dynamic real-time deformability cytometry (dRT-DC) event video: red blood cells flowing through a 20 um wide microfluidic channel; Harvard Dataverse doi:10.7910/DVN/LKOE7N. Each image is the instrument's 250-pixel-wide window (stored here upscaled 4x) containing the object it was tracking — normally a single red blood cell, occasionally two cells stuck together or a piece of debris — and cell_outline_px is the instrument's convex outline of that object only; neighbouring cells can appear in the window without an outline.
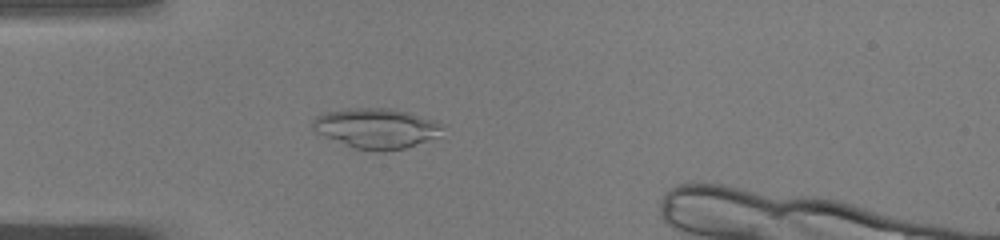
{"species": "common noctule bat (a hibernating species)", "species_latin": "Nyctalus noctula", "temperature_condition": "warm", "stored_images_in_passage": 38, "camera_frame_rate_fps": 3000, "um_per_image_px": 0.085, "animal": {"sex": "male", "body_mass_g": 19.0, "forearm_length_mm": 50.8}, "frame": {"image": 1, "passage_image": 6, "time_ms": 1.667, "image_size_px": [1000, 240], "cell_outline_px": [[440, 128], [432, 136], [424, 140], [404, 148], [352, 148], [324, 136], [316, 132], [312, 128], [312, 120], [316, 116], [324, 112], [352, 108], [392, 108], [408, 112], [436, 120], [440, 124]], "centroid_in_image_um": [31.86, 10.84], "position_along_channel_um": 53.1, "area_um2": 29.07}}
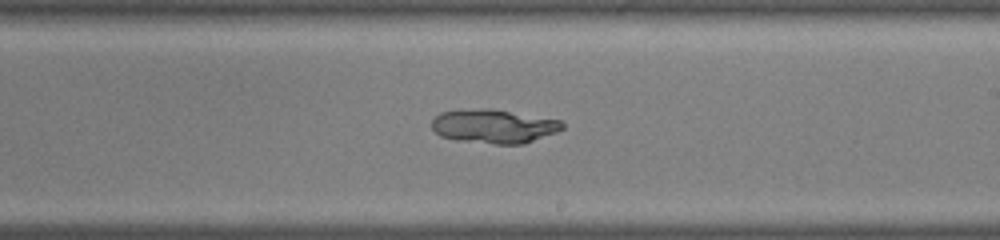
{"frame": {"image": 2, "passage_image": 21, "time_ms": 6.667, "image_size_px": [1000, 240], "cell_outline_px": [[564, 128], [556, 132], [524, 144], [492, 144], [456, 140], [440, 136], [432, 128], [432, 120], [440, 112], [484, 108], [492, 108], [560, 120], [564, 124]], "centroid_in_image_um": [41.98, 10.73], "position_along_channel_um": 247.0, "area_um2": 25.78}}
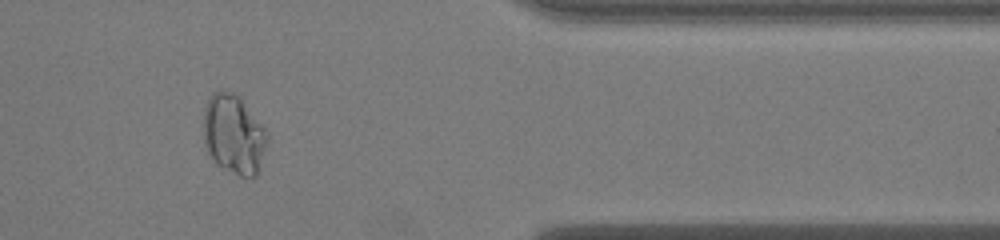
{"frame": {"image": 3, "passage_image": 33, "time_ms": 10.667, "image_size_px": [1000, 240], "cell_outline_px": [[264, 148], [256, 176], [252, 180], [240, 176], [216, 164], [208, 152], [204, 144], [204, 108], [212, 92], [232, 92], [240, 96], [264, 128]], "centroid_in_image_um": [19.82, 11.43], "position_along_channel_um": 391.6, "area_um2": 28.9}}